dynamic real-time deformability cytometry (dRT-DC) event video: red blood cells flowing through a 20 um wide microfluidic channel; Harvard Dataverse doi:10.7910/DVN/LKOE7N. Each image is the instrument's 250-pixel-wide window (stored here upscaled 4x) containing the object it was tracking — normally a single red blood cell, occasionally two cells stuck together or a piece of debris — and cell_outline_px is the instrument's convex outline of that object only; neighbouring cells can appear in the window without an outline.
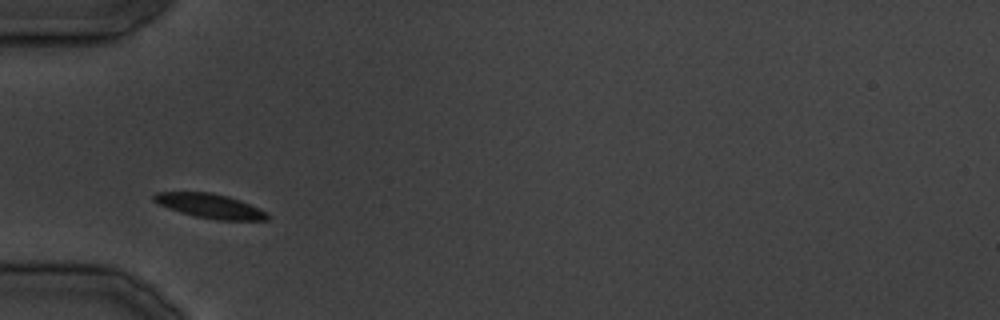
{"species": "common noctule bat (a hibernating species)", "species_latin": "Nyctalus noctula", "temperature_condition": "cold", "stored_images_in_passage": 26, "camera_frame_rate_fps": 3000, "um_per_image_px": 0.085, "animal": {"sex": "male", "body_mass_g": 19.5, "forearm_length_mm": 54.6}, "frame": {"image": 1, "passage_image": 1, "time_ms": 0.0, "image_size_px": [1000, 320], "cell_outline_px": [[268, 220], [216, 220], [196, 216], [180, 212], [168, 208], [152, 200], [152, 196], [156, 192], [212, 192], [228, 196], [240, 200], [264, 212], [268, 216]], "centroid_in_image_um": [17.79, 17.5], "position_along_channel_um": 67.2, "area_um2": 15.9}}
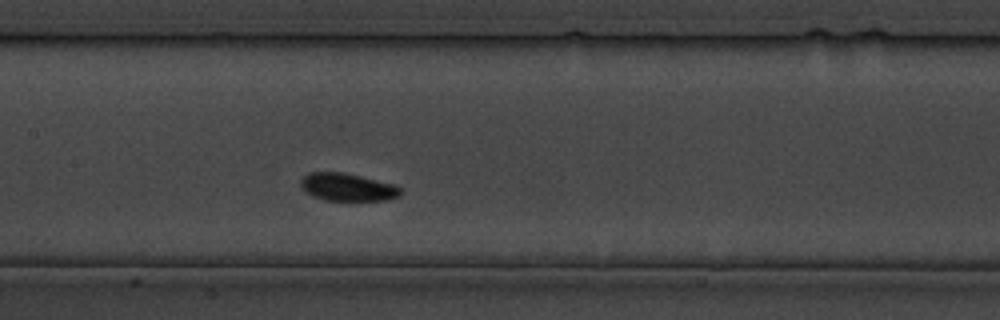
{"frame": {"image": 2, "passage_image": 7, "time_ms": 7.667, "image_size_px": [1000, 320], "cell_outline_px": [[404, 192], [400, 196], [388, 200], [324, 200], [312, 196], [304, 192], [300, 188], [300, 180], [308, 172], [344, 172], [392, 184], [400, 188]], "centroid_in_image_um": [29.5, 15.91], "position_along_channel_um": 177.9, "area_um2": 16.24}}
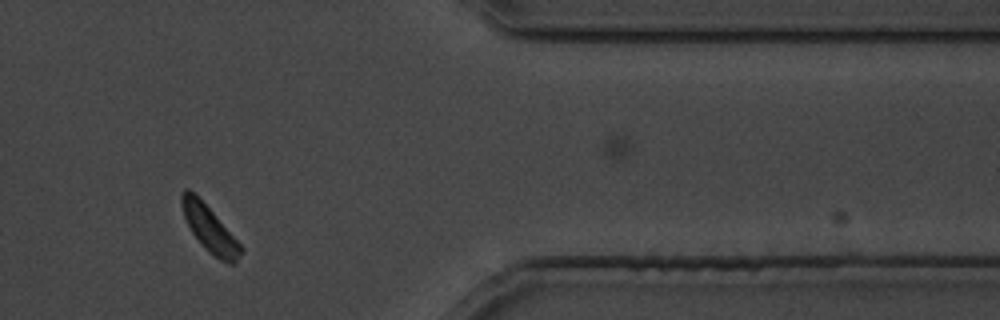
{"frame": {"image": 3, "passage_image": 20, "time_ms": 23.667, "image_size_px": [1000, 320], "cell_outline_px": [[244, 252], [236, 264], [228, 264], [220, 260], [192, 232], [184, 216], [180, 204], [180, 196], [184, 188], [188, 188], [212, 212], [244, 248]], "centroid_in_image_um": [17.85, 19.47], "position_along_channel_um": 393.6, "area_um2": 15.26}}